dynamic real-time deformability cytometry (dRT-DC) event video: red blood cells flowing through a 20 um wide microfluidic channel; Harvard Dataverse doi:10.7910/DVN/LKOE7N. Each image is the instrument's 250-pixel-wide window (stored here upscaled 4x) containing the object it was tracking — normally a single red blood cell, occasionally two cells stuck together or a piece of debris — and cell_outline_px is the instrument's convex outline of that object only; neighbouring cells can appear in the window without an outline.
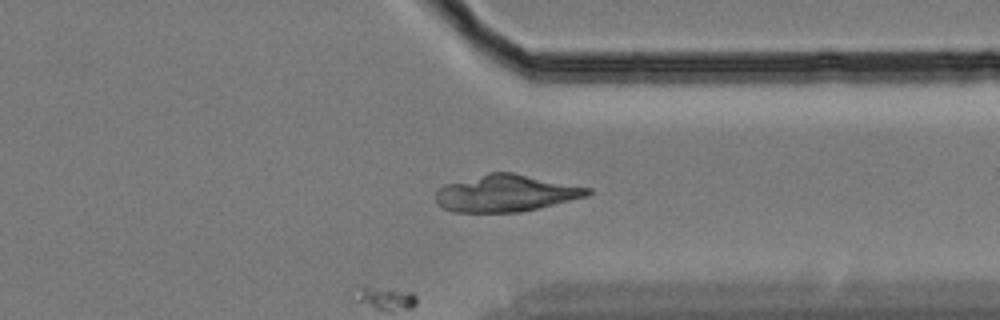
{"species": "Egyptian fruit bat (a non-hibernating species)", "species_latin": "Rousettus aegyptiacus", "temperature_condition": "cold", "stored_images_in_passage": 45, "camera_frame_rate_fps": 3000, "um_per_image_px": 0.085, "animal": {"sex": "female"}, "frame": {"image": 1, "passage_image": 45, "time_ms": 14.667, "image_size_px": [1000, 320], "cell_outline_px": [[592, 192], [588, 196], [520, 212], [452, 212], [444, 208], [436, 200], [436, 192], [444, 184], [488, 172], [512, 172], [592, 188]], "centroid_in_image_um": [43.01, 16.42], "position_along_channel_um": 368.4, "area_um2": 32.6}}